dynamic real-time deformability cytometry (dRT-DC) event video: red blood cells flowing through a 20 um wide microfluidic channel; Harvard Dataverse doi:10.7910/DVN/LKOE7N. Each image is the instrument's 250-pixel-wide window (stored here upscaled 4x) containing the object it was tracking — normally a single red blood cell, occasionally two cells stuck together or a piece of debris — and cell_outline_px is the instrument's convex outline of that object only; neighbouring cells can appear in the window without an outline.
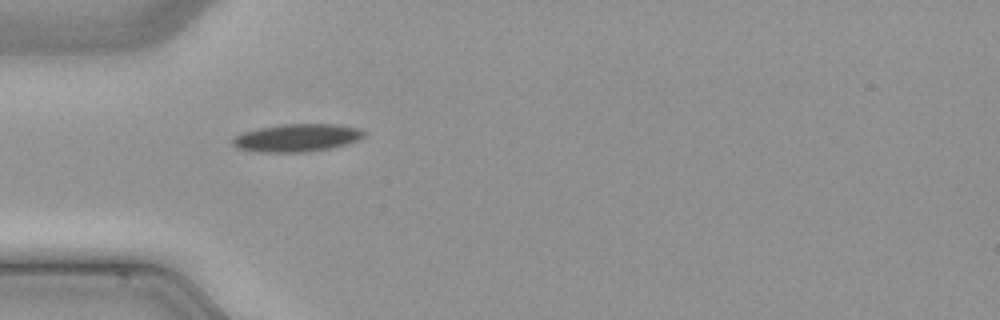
{"species": "common noctule bat (a hibernating species)", "species_latin": "Nyctalus noctula", "temperature_condition": "cold", "stored_images_in_passage": 34, "camera_frame_rate_fps": 3000, "um_per_image_px": 0.085, "animal": {"sex": "male", "body_mass_g": 21.5, "forearm_length_mm": 52.0}, "frame": {"image": 1, "passage_image": 1, "time_ms": 0.0, "image_size_px": [1000, 320], "cell_outline_px": [[364, 136], [348, 144], [308, 152], [256, 152], [236, 148], [232, 144], [232, 140], [236, 136], [244, 132], [260, 128], [280, 124], [340, 124], [360, 128], [364, 132]], "centroid_in_image_um": [25.24, 11.71], "position_along_channel_um": 59.8, "area_um2": 21.27}}
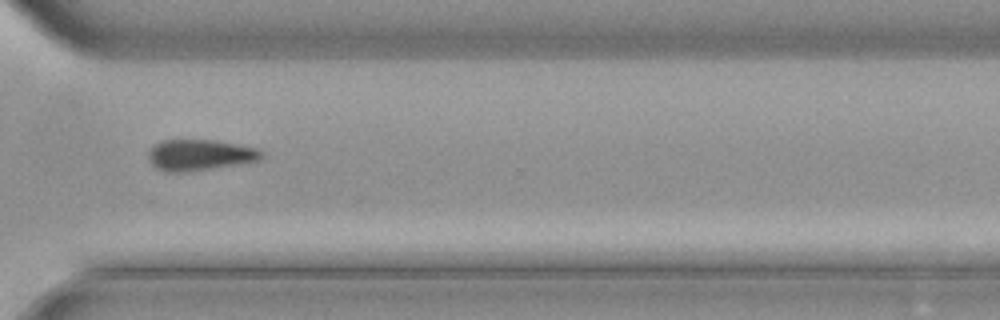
{"frame": {"image": 2, "passage_image": 22, "time_ms": 7.0, "image_size_px": [1000, 320], "cell_outline_px": [[264, 156], [260, 160], [212, 168], [184, 172], [168, 172], [156, 168], [152, 164], [148, 156], [148, 152], [156, 144], [164, 140], [216, 140], [260, 148], [264, 152]], "centroid_in_image_um": [17.03, 13.16], "position_along_channel_um": 353.6, "area_um2": 20.4}}
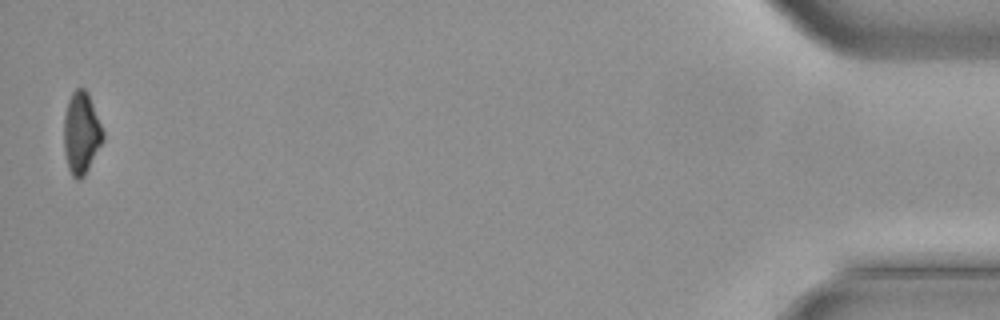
{"frame": {"image": 3, "passage_image": 34, "time_ms": 11.0, "image_size_px": [1000, 320], "cell_outline_px": [[104, 140], [84, 176], [80, 180], [76, 180], [72, 176], [68, 168], [64, 152], [64, 116], [68, 100], [72, 92], [76, 88], [84, 88], [88, 92], [104, 132]], "centroid_in_image_um": [6.91, 11.31], "position_along_channel_um": 428.3, "area_um2": 18.79}}